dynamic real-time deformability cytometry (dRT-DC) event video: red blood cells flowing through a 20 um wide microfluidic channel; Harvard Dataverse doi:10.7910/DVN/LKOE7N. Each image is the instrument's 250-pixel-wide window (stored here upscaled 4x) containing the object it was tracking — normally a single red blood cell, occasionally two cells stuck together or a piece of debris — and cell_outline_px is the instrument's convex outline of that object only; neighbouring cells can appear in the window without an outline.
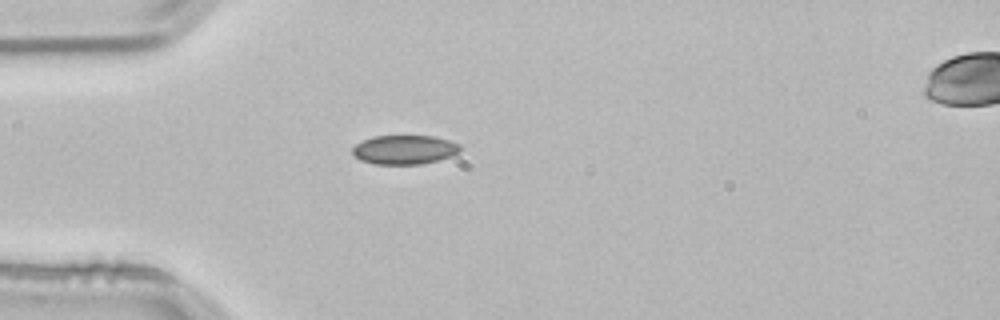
{"species": "common noctule bat (a hibernating species)", "species_latin": "Nyctalus noctula", "temperature_condition": "room temperature", "stored_images_in_passage": 32, "camera_frame_rate_fps": 3000, "um_per_image_px": 0.085, "animal": {"sex": "male", "body_mass_g": 21.5, "forearm_length_mm": 52.0}, "frame": {"image": 1, "passage_image": 1, "time_ms": 0.0, "image_size_px": [1000, 320], "cell_outline_px": [[460, 148], [452, 156], [420, 164], [372, 164], [360, 160], [352, 152], [352, 148], [356, 144], [372, 136], [436, 136], [460, 144]], "centroid_in_image_um": [34.35, 12.72], "position_along_channel_um": 50.6, "area_um2": 18.15}}
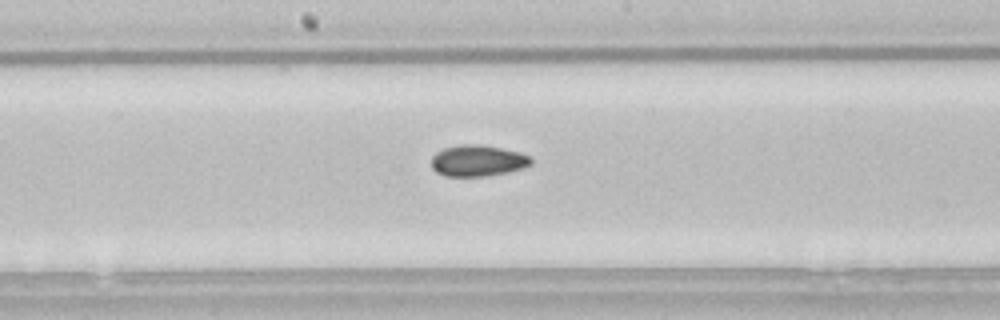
{"frame": {"image": 2, "passage_image": 14, "time_ms": 4.333, "image_size_px": [1000, 320], "cell_outline_px": [[532, 164], [524, 168], [508, 172], [488, 176], [444, 176], [436, 172], [432, 168], [432, 156], [436, 152], [444, 148], [460, 144], [480, 144], [520, 152], [532, 156]], "centroid_in_image_um": [40.63, 13.66], "position_along_channel_um": 207.6, "area_um2": 18.38}}
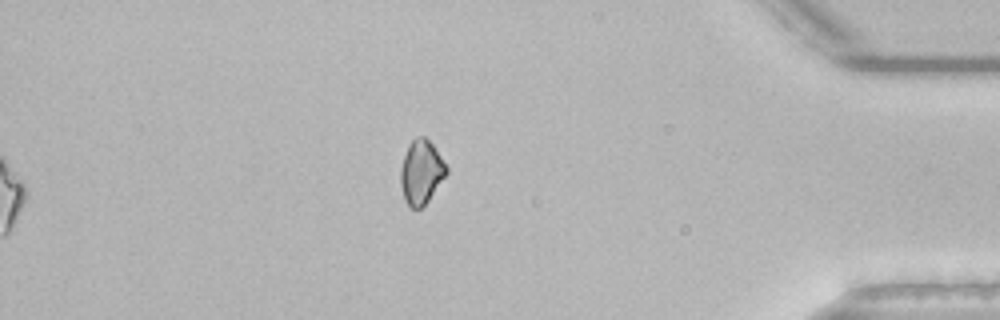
{"frame": {"image": 3, "passage_image": 32, "time_ms": 10.333, "image_size_px": [1000, 320], "cell_outline_px": [[448, 172], [428, 200], [420, 208], [412, 208], [404, 200], [400, 184], [400, 168], [408, 144], [416, 136], [424, 136], [432, 144], [448, 168]], "centroid_in_image_um": [35.78, 14.61], "position_along_channel_um": 399.4, "area_um2": 16.94}, "authors_computed_cell_mechanics": {"area_um2": 17.7735, "velocity_mm_per_s": 3.8403, "shape_relaxation_time_tau1_ms": null, "shape_relaxation_time_tau2_ms": 7.2834, "deformation_change_tau1": null, "deformation_change_tau2": 0.092}}